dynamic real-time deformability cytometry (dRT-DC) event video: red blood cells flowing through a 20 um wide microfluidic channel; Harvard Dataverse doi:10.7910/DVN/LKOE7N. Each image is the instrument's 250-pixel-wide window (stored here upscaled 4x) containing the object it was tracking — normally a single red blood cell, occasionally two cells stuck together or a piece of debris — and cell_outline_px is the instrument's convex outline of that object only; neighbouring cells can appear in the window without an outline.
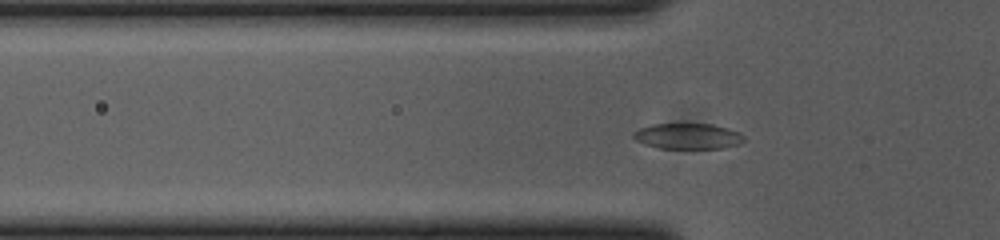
{"species": "common noctule bat (a hibernating species)", "species_latin": "Nyctalus noctula", "temperature_condition": "cold", "stored_images_in_passage": 40, "camera_frame_rate_fps": 3000, "um_per_image_px": 0.085, "animal": {"sex": "female", "body_mass_g": 23.0, "forearm_length_mm": 53.4}, "frame": {"image": 1, "passage_image": 2, "time_ms": 0.333, "image_size_px": [1000, 240], "cell_outline_px": [[744, 140], [740, 144], [724, 148], [660, 148], [644, 144], [636, 140], [632, 136], [632, 132], [640, 128], [652, 124], [712, 124], [728, 128], [744, 136]], "centroid_in_image_um": [58.45, 11.58], "position_along_channel_um": 67.4, "area_um2": 16.47}}
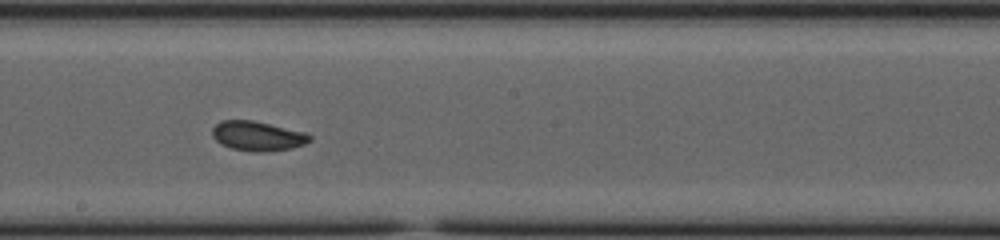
{"frame": {"image": 2, "passage_image": 15, "time_ms": 4.667, "image_size_px": [1000, 240], "cell_outline_px": [[312, 140], [304, 144], [292, 148], [264, 152], [252, 152], [232, 148], [220, 144], [212, 136], [212, 128], [220, 120], [252, 120], [308, 132], [312, 136]], "centroid_in_image_um": [21.92, 11.56], "position_along_channel_um": 226.3, "area_um2": 17.05}}
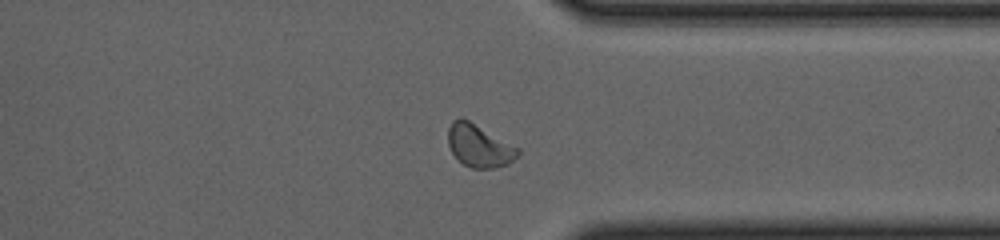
{"frame": {"image": 3, "passage_image": 27, "time_ms": 8.667, "image_size_px": [1000, 240], "cell_outline_px": [[520, 156], [508, 164], [496, 168], [472, 168], [464, 164], [452, 152], [448, 144], [448, 128], [452, 120], [460, 116], [468, 120], [520, 148]], "centroid_in_image_um": [40.75, 12.38], "position_along_channel_um": 370.6, "area_um2": 17.4}, "authors_computed_cell_mechanics": {"area_um2": 16.4152, "velocity_mm_per_s": 3.6663, "shape_relaxation_time_tau1_ms": 4.2144, "shape_relaxation_time_tau2_ms": 1.2883, "deformation_change_tau1": 0.1061, "deformation_change_tau2": 0.0484}}